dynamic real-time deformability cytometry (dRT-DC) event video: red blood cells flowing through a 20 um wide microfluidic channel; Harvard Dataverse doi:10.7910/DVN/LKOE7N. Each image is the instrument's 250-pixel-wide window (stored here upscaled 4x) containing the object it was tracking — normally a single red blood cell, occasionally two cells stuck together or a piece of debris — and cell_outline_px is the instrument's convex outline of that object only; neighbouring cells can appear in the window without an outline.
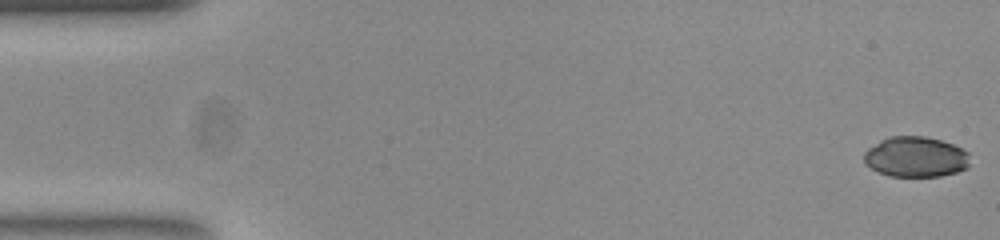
{"species": "common noctule bat (a hibernating species)", "species_latin": "Nyctalus noctula", "temperature_condition": "room temperature", "stored_images_in_passage": 54, "camera_frame_rate_fps": 3000, "um_per_image_px": 0.085, "animal": {"sex": "female", "body_mass_g": 23.0, "forearm_length_mm": 53.4}, "frame": {"image": 1, "passage_image": 1, "time_ms": 0.0, "image_size_px": [1000, 240], "cell_outline_px": [[968, 168], [956, 172], [940, 176], [888, 176], [864, 164], [864, 152], [868, 148], [880, 140], [892, 136], [924, 136], [940, 140], [952, 144], [968, 152]], "centroid_in_image_um": [77.81, 13.33], "position_along_channel_um": 7.2, "area_um2": 24.85}}
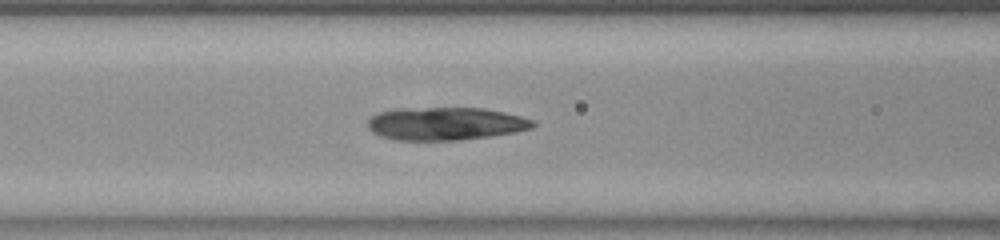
{"frame": {"image": 2, "passage_image": 22, "time_ms": 7.0, "image_size_px": [1000, 240], "cell_outline_px": [[536, 124], [532, 128], [516, 132], [460, 140], [396, 140], [380, 136], [372, 132], [368, 128], [368, 120], [376, 112], [396, 108], [484, 108], [504, 112], [520, 116], [532, 120]], "centroid_in_image_um": [37.83, 10.51], "position_along_channel_um": 128.8, "area_um2": 31.79}}
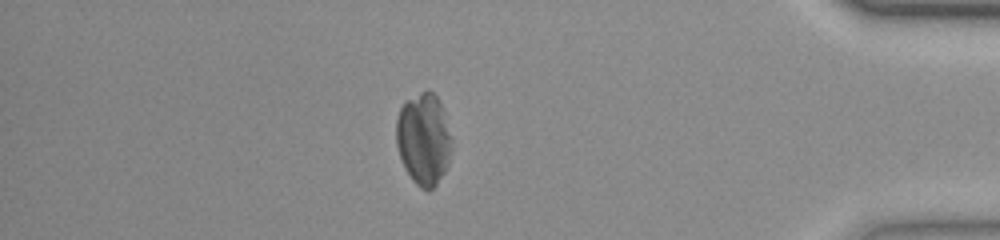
{"frame": {"image": 3, "passage_image": 47, "time_ms": 15.333, "image_size_px": [1000, 240], "cell_outline_px": [[452, 140], [448, 164], [444, 172], [436, 184], [428, 192], [420, 188], [412, 180], [404, 168], [396, 144], [396, 120], [400, 108], [408, 100], [420, 92], [428, 88], [436, 96], [444, 112], [452, 136]], "centroid_in_image_um": [36.01, 11.83], "position_along_channel_um": 399.2, "area_um2": 29.77}}